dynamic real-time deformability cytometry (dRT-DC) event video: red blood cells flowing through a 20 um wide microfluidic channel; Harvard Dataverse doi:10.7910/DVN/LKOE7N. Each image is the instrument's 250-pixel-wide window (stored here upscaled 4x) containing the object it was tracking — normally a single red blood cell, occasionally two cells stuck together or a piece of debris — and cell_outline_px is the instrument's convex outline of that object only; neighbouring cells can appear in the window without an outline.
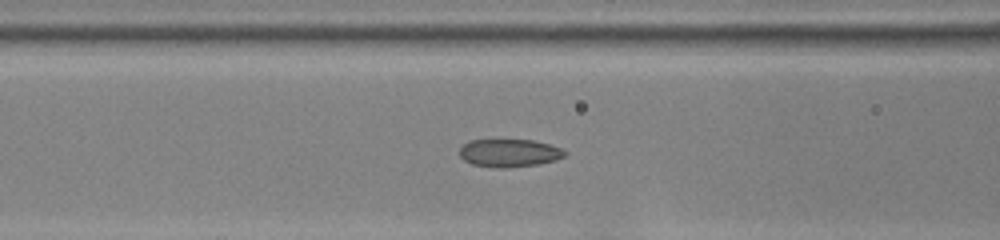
{"species": "common noctule bat (a hibernating species)", "species_latin": "Nyctalus noctula", "temperature_condition": "room temperature", "stored_images_in_passage": 45, "camera_frame_rate_fps": 3000, "um_per_image_px": 0.085, "animal": {"sex": "female", "body_mass_g": 22.0, "forearm_length_mm": 56.7}, "frame": {"image": 1, "passage_image": 24, "time_ms": 7.667, "image_size_px": [1000, 240], "cell_outline_px": [[568, 152], [564, 156], [556, 160], [540, 164], [504, 168], [496, 168], [472, 164], [464, 160], [460, 156], [460, 148], [468, 140], [532, 140], [548, 144], [560, 148]], "centroid_in_image_um": [43.29, 13.01], "position_along_channel_um": 123.3, "area_um2": 17.11}}
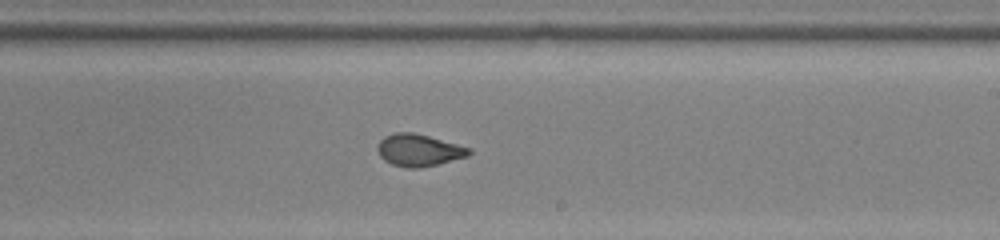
{"frame": {"image": 2, "passage_image": 34, "time_ms": 11.0, "image_size_px": [1000, 240], "cell_outline_px": [[472, 152], [468, 156], [436, 164], [416, 168], [404, 168], [392, 164], [384, 160], [380, 156], [376, 148], [380, 140], [384, 136], [396, 132], [412, 132], [428, 136], [472, 148]], "centroid_in_image_um": [35.58, 12.76], "position_along_channel_um": 253.4, "area_um2": 17.05}}
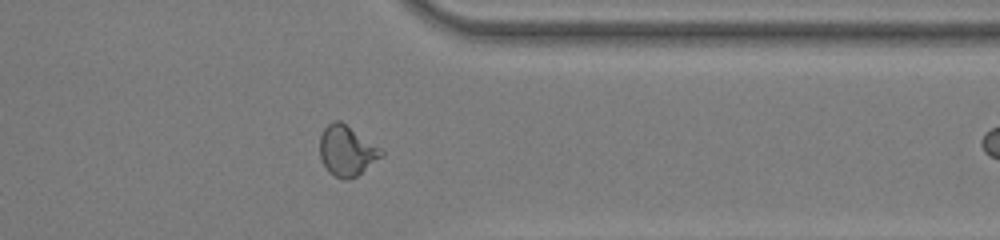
{"frame": {"image": 3, "passage_image": 44, "time_ms": 14.333, "image_size_px": [1000, 240], "cell_outline_px": [[384, 152], [380, 156], [356, 176], [348, 180], [336, 176], [328, 172], [320, 156], [320, 136], [324, 128], [332, 120], [340, 120], [384, 148]], "centroid_in_image_um": [29.48, 12.77], "position_along_channel_um": 381.9, "area_um2": 17.98}}